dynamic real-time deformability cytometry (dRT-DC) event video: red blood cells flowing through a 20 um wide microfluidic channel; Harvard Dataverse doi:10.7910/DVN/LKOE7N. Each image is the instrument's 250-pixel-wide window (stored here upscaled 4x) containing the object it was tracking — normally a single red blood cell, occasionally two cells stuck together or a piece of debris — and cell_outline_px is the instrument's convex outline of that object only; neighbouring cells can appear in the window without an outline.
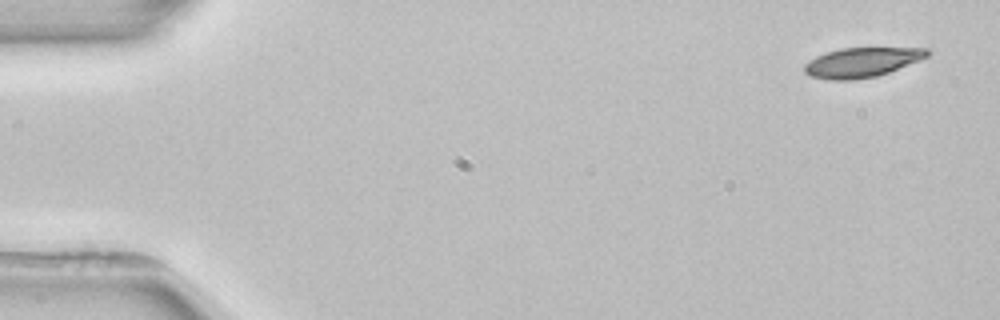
{"species": "common noctule bat (a hibernating species)", "species_latin": "Nyctalus noctula", "temperature_condition": "room temperature", "stored_images_in_passage": 4, "camera_frame_rate_fps": 3000, "um_per_image_px": 0.085, "animal": {"sex": "female", "body_mass_g": 22.7, "forearm_length_mm": 54.2}, "frame": {"image": 1, "passage_image": 1, "time_ms": 0.0, "image_size_px": [1000, 320], "cell_outline_px": [[932, 52], [928, 56], [920, 60], [888, 72], [876, 76], [852, 80], [828, 80], [812, 76], [804, 72], [804, 64], [816, 56], [840, 48], [928, 48]], "centroid_in_image_um": [73.26, 5.3], "position_along_channel_um": 11.7, "area_um2": 21.1}}
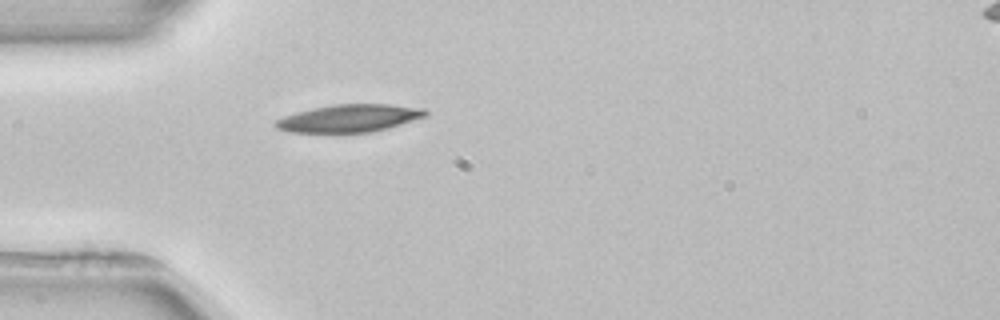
{"frame": {"image": 2, "passage_image": 4, "time_ms": 4.333, "image_size_px": [1000, 320], "cell_outline_px": [[428, 116], [388, 128], [372, 132], [288, 132], [276, 128], [272, 124], [276, 120], [284, 116], [296, 112], [312, 108], [336, 104], [388, 104], [424, 108], [428, 112]], "centroid_in_image_um": [29.7, 10.05], "position_along_channel_um": 55.3, "area_um2": 24.16}}